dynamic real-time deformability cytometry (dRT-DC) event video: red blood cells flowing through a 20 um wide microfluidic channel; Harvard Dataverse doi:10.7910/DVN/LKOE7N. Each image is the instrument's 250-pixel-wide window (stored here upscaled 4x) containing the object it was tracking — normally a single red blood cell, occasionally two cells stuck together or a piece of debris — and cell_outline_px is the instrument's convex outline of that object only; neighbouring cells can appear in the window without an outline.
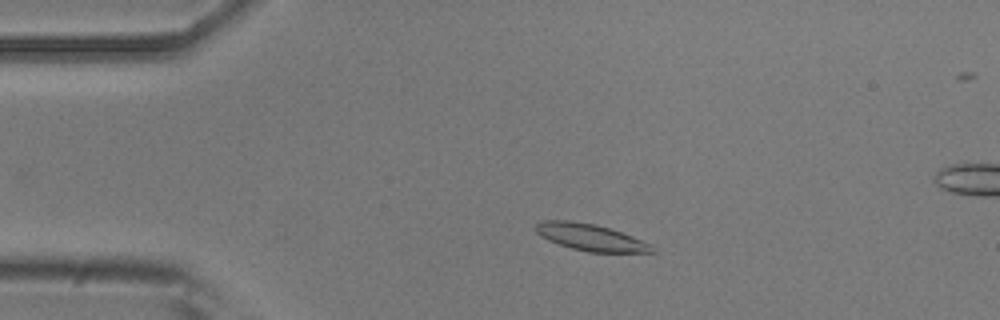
{"species": "common noctule bat (a hibernating species)", "species_latin": "Nyctalus noctula", "temperature_condition": "room temperature", "stored_images_in_passage": 52, "camera_frame_rate_fps": 3000, "um_per_image_px": 0.085, "animal": {"sex": "male", "body_mass_g": 20.5, "forearm_length_mm": 52.5}, "frame": {"image": 1, "passage_image": 9, "time_ms": 2.667, "image_size_px": [1000, 320], "cell_outline_px": [[656, 252], [588, 252], [572, 248], [548, 240], [540, 236], [532, 228], [540, 220], [572, 220], [596, 224], [632, 236], [652, 244]], "centroid_in_image_um": [50.15, 20.15], "position_along_channel_um": 34.9, "area_um2": 18.21}}
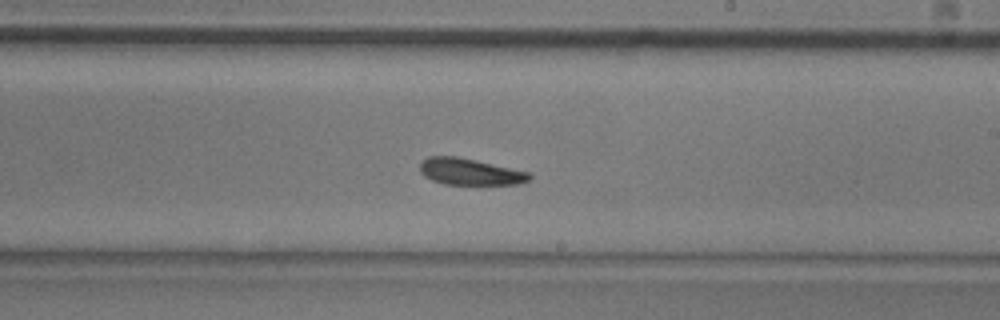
{"frame": {"image": 2, "passage_image": 29, "time_ms": 9.333, "image_size_px": [1000, 320], "cell_outline_px": [[532, 176], [528, 180], [520, 184], [476, 188], [444, 184], [432, 180], [424, 176], [420, 172], [420, 164], [428, 156], [456, 156], [476, 160], [528, 172]], "centroid_in_image_um": [39.97, 14.67], "position_along_channel_um": 249.0, "area_um2": 17.86}}
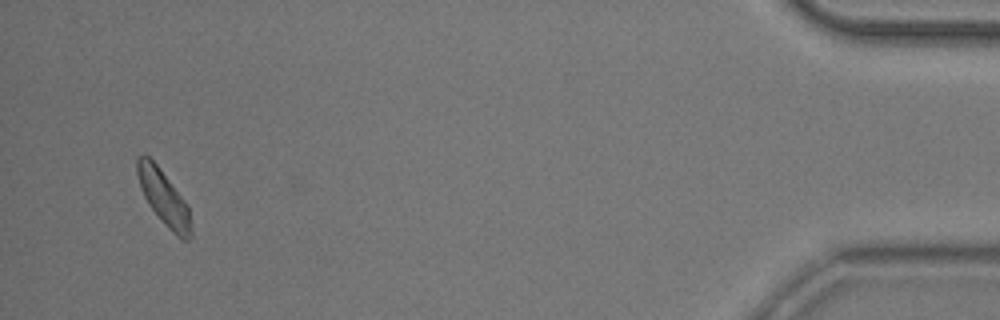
{"frame": {"image": 3, "passage_image": 49, "time_ms": 16.0, "image_size_px": [1000, 320], "cell_outline_px": [[192, 236], [188, 240], [184, 240], [176, 236], [164, 224], [148, 204], [140, 188], [136, 172], [136, 156], [148, 156], [156, 164], [188, 204], [192, 232]], "centroid_in_image_um": [13.92, 16.83], "position_along_channel_um": 421.3, "area_um2": 17.17}}